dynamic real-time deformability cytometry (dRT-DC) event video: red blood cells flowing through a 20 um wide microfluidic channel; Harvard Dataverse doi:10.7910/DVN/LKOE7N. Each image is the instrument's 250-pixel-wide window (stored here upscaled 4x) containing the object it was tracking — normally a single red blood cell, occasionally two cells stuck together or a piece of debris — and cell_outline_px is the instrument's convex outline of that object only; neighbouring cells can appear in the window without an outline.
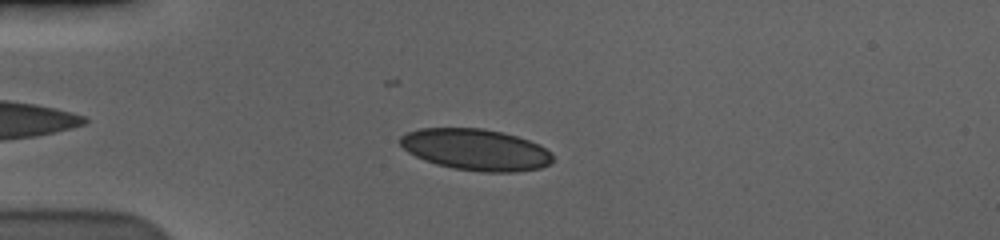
{"species": "human", "species_latin": "Homo sapiens", "temperature_condition": "cold", "stored_images_in_passage": 49, "camera_frame_rate_fps": 3000, "um_per_image_px": 0.085, "donor": {"sex": "male"}, "frame": {"image": 1, "passage_image": 7, "time_ms": 2.0, "image_size_px": [1000, 240], "cell_outline_px": [[552, 160], [548, 164], [540, 168], [516, 172], [484, 172], [452, 168], [436, 164], [424, 160], [408, 152], [396, 140], [400, 136], [408, 132], [420, 128], [480, 128], [500, 132], [516, 136], [540, 144], [552, 152]], "centroid_in_image_um": [40.42, 12.72], "position_along_channel_um": 44.6, "area_um2": 36.88}}
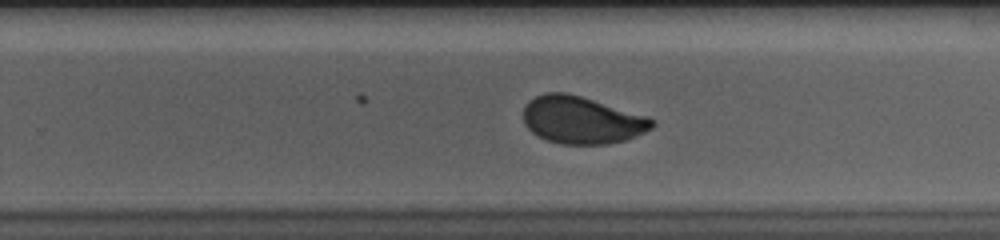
{"frame": {"image": 2, "passage_image": 29, "time_ms": 9.333, "image_size_px": [1000, 240], "cell_outline_px": [[656, 124], [652, 128], [636, 136], [624, 140], [608, 144], [560, 144], [548, 140], [532, 132], [524, 124], [524, 108], [528, 100], [544, 92], [564, 92], [580, 96], [648, 116], [656, 120]], "centroid_in_image_um": [49.46, 10.2], "position_along_channel_um": 280.3, "area_um2": 35.49}}
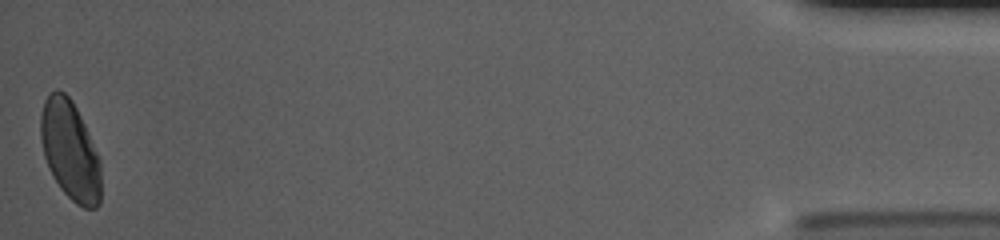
{"frame": {"image": 3, "passage_image": 49, "time_ms": 16.0, "image_size_px": [1000, 240], "cell_outline_px": [[100, 204], [96, 208], [84, 208], [76, 204], [60, 188], [52, 176], [48, 168], [44, 156], [40, 140], [40, 116], [44, 100], [48, 92], [56, 88], [64, 92], [72, 100], [84, 124], [100, 160]], "centroid_in_image_um": [5.93, 12.77], "position_along_channel_um": 429.3, "area_um2": 35.03}, "authors_computed_cell_mechanics": {"area_um2": 36.1828, "velocity_mm_per_s": 3.5776, "shape_relaxation_time_tau1_ms": 5.2522, "shape_relaxation_time_tau2_ms": null, "deformation_change_tau1": 0.1305, "deformation_change_tau2": null}}